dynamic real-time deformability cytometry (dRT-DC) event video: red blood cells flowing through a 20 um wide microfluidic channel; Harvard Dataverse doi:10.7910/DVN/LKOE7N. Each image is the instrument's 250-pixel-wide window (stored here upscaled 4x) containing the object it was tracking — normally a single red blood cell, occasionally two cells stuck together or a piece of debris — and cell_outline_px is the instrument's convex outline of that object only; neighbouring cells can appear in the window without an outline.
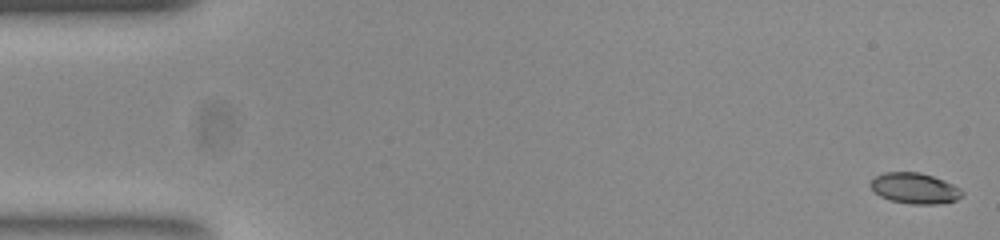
{"species": "common noctule bat (a hibernating species)", "species_latin": "Nyctalus noctula", "temperature_condition": "room temperature", "stored_images_in_passage": 54, "camera_frame_rate_fps": 3000, "um_per_image_px": 0.085, "animal": {"sex": "female", "body_mass_g": 23.0, "forearm_length_mm": 53.4}, "frame": {"image": 1, "passage_image": 1, "time_ms": 0.0, "image_size_px": [1000, 240], "cell_outline_px": [[964, 196], [956, 200], [936, 204], [912, 204], [892, 200], [880, 196], [868, 184], [876, 176], [884, 172], [920, 172], [944, 180], [960, 188], [964, 192]], "centroid_in_image_um": [77.78, 16.0], "position_along_channel_um": 7.2, "area_um2": 16.36}}
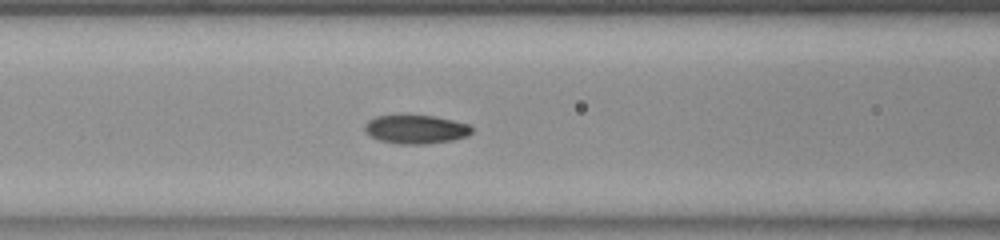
{"frame": {"image": 2, "passage_image": 22, "time_ms": 7.0, "image_size_px": [1000, 240], "cell_outline_px": [[472, 132], [468, 136], [452, 140], [424, 144], [400, 144], [380, 140], [372, 136], [364, 128], [364, 124], [368, 120], [376, 116], [400, 112], [436, 116], [468, 124], [472, 128]], "centroid_in_image_um": [35.32, 10.94], "position_along_channel_um": 131.3, "area_um2": 18.5}}
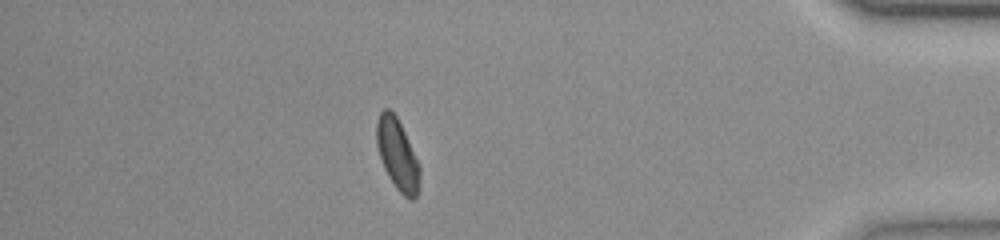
{"frame": {"image": 3, "passage_image": 47, "time_ms": 15.333, "image_size_px": [1000, 240], "cell_outline_px": [[420, 188], [416, 196], [412, 200], [408, 200], [396, 188], [388, 176], [384, 168], [376, 144], [376, 120], [380, 112], [384, 108], [388, 108], [396, 116], [404, 132], [420, 168]], "centroid_in_image_um": [33.77, 13.16], "position_along_channel_um": 401.4, "area_um2": 17.74}, "authors_computed_cell_mechanics": {"area_um2": 17.5134, "velocity_mm_per_s": 3.7873, "shape_relaxation_time_tau1_ms": 2.426, "shape_relaxation_time_tau2_ms": 1.5056, "deformation_change_tau1": 0.1197, "deformation_change_tau2": 0.0628}}